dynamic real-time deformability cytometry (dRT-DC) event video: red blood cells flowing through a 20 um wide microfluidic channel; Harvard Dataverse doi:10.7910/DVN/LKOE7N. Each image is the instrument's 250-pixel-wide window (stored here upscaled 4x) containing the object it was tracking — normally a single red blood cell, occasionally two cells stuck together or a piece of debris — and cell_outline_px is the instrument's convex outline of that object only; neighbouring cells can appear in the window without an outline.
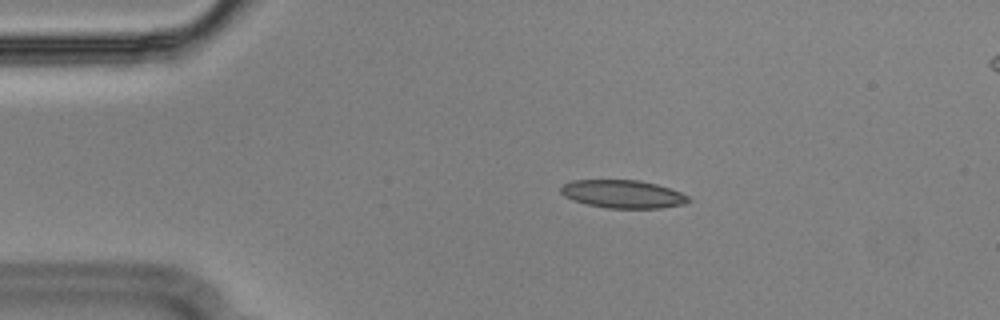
{"species": "Egyptian fruit bat (a non-hibernating species)", "species_latin": "Rousettus aegyptiacus", "temperature_condition": "cold", "stored_images_in_passage": 46, "camera_frame_rate_fps": 3000, "um_per_image_px": 0.085, "animal": {"sex": "male"}, "frame": {"image": 1, "passage_image": 1, "time_ms": 0.0, "image_size_px": [1000, 320], "cell_outline_px": [[692, 200], [684, 204], [660, 208], [608, 208], [588, 204], [572, 200], [564, 196], [560, 192], [560, 188], [564, 184], [572, 180], [640, 180], [656, 184], [680, 192], [688, 196]], "centroid_in_image_um": [52.94, 16.49], "position_along_channel_um": 32.1, "area_um2": 20.81}}
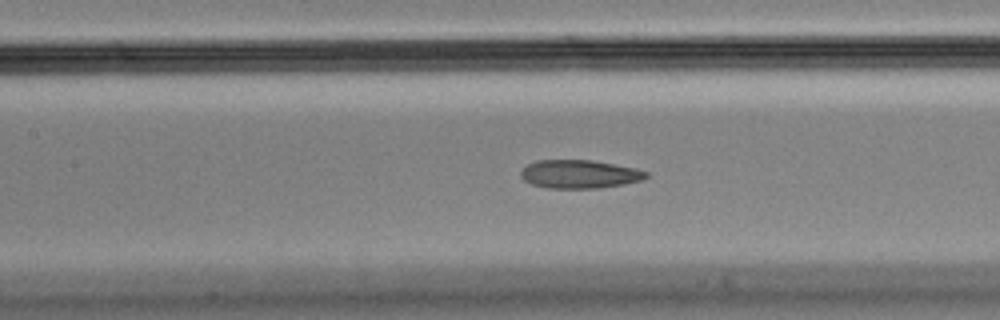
{"frame": {"image": 2, "passage_image": 15, "time_ms": 4.667, "image_size_px": [1000, 320], "cell_outline_px": [[648, 176], [644, 180], [624, 184], [600, 188], [548, 188], [532, 184], [524, 180], [520, 176], [520, 172], [528, 164], [536, 160], [592, 160], [636, 168], [648, 172]], "centroid_in_image_um": [49.28, 14.8], "position_along_channel_um": 158.1, "area_um2": 20.81}}
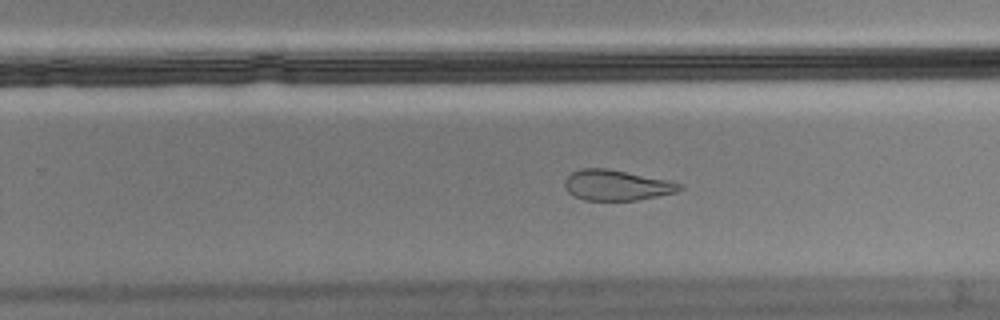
{"frame": {"image": 3, "passage_image": 25, "time_ms": 8.0, "image_size_px": [1000, 320], "cell_outline_px": [[684, 188], [676, 192], [636, 200], [584, 200], [568, 192], [564, 184], [564, 180], [572, 172], [580, 168], [608, 168], [684, 184]], "centroid_in_image_um": [52.39, 15.74], "position_along_channel_um": 277.4, "area_um2": 20.23}, "authors_computed_cell_mechanics": {"area_um2": 21.964, "velocity_mm_per_s": 3.5973, "shape_relaxation_time_tau1_ms": null, "shape_relaxation_time_tau2_ms": 3.2456, "deformation_change_tau1": null, "deformation_change_tau2": 0.1065}}